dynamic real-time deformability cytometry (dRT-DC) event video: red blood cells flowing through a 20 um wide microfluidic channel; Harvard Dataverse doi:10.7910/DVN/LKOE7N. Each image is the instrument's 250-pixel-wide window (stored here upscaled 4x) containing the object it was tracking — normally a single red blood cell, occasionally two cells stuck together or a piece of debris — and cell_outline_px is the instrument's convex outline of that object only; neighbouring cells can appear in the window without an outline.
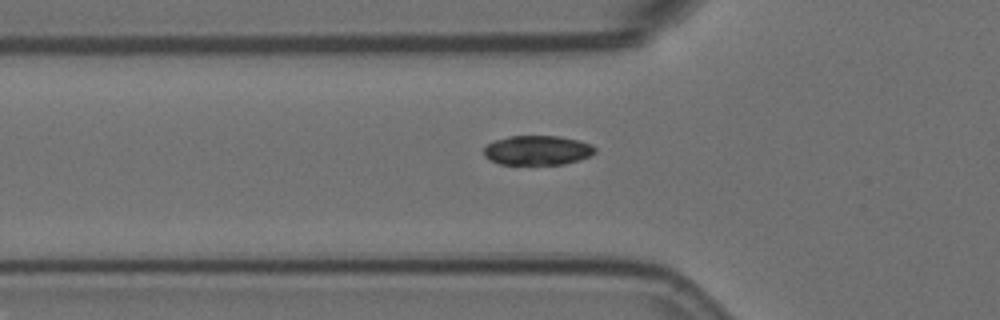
{"species": "Egyptian fruit bat (a non-hibernating species)", "species_latin": "Rousettus aegyptiacus", "temperature_condition": "room temperature", "stored_images_in_passage": 35, "camera_frame_rate_fps": 3000, "um_per_image_px": 0.085, "animal": {"sex": "female"}, "frame": {"image": 1, "passage_image": 3, "time_ms": 0.667, "image_size_px": [1000, 320], "cell_outline_px": [[596, 152], [592, 156], [580, 160], [564, 164], [500, 164], [488, 160], [484, 156], [484, 148], [492, 140], [508, 136], [560, 136], [592, 144], [596, 148]], "centroid_in_image_um": [45.68, 12.77], "position_along_channel_um": 80.1, "area_um2": 19.36}}
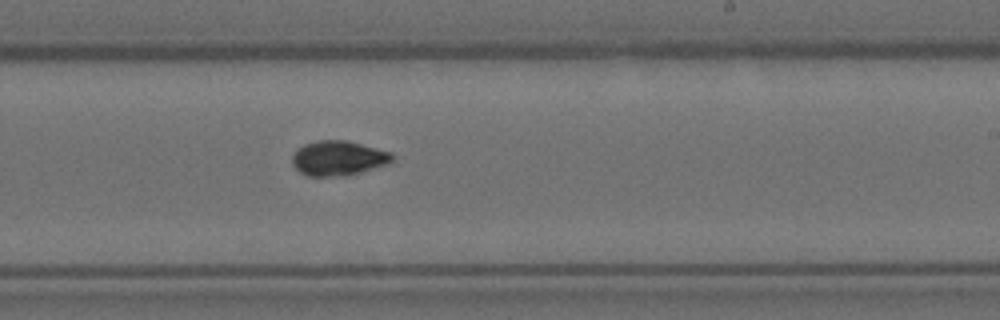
{"frame": {"image": 2, "passage_image": 18, "time_ms": 5.667, "image_size_px": [1000, 320], "cell_outline_px": [[392, 160], [388, 164], [360, 172], [336, 176], [308, 176], [300, 172], [292, 164], [292, 156], [296, 148], [304, 144], [316, 140], [344, 140], [392, 152]], "centroid_in_image_um": [28.71, 13.43], "position_along_channel_um": 260.3, "area_um2": 20.11}}
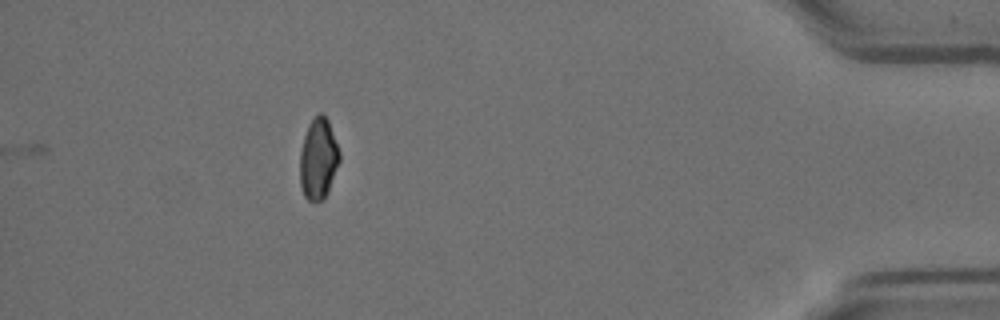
{"frame": {"image": 3, "passage_image": 35, "time_ms": 11.333, "image_size_px": [1000, 320], "cell_outline_px": [[340, 160], [328, 192], [324, 200], [308, 200], [304, 196], [300, 184], [300, 152], [304, 136], [308, 124], [320, 112], [328, 120], [340, 152]], "centroid_in_image_um": [27.06, 13.51], "position_along_channel_um": 408.1, "area_um2": 18.61}, "authors_computed_cell_mechanics": {"area_um2": 19.7098, "velocity_mm_per_s": 3.5902, "shape_relaxation_time_tau1_ms": 4.8903, "shape_relaxation_time_tau2_ms": 3.0278, "deformation_change_tau1": 0.1078, "deformation_change_tau2": 0.0448}}